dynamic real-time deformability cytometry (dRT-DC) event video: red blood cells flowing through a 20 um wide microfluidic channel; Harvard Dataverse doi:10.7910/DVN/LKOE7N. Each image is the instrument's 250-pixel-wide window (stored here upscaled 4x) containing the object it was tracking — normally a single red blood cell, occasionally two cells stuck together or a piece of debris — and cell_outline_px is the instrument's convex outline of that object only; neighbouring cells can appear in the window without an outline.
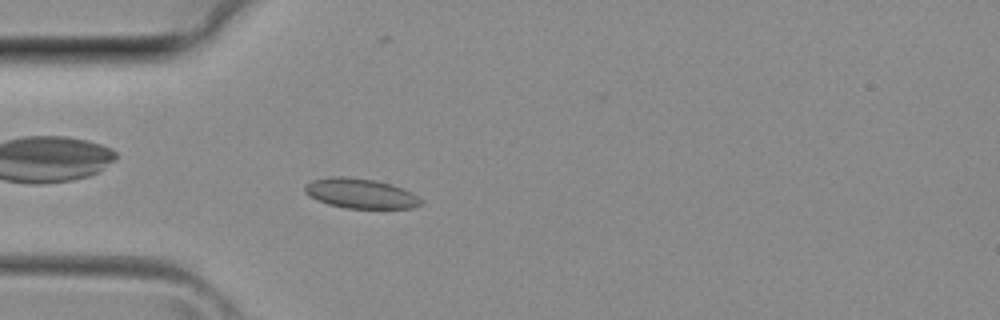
{"species": "common noctule bat (a hibernating species)", "species_latin": "Nyctalus noctula", "temperature_condition": "room temperature", "stored_images_in_passage": 31, "camera_frame_rate_fps": 3000, "um_per_image_px": 0.085, "animal": {"sex": "female", "body_mass_g": 29.2, "forearm_length_mm": 56.3}, "frame": {"image": 1, "passage_image": 4, "time_ms": 1.0, "image_size_px": [1000, 320], "cell_outline_px": [[420, 204], [412, 208], [344, 208], [328, 204], [304, 192], [304, 188], [312, 180], [328, 176], [344, 176], [372, 180], [392, 184], [412, 192], [420, 200]], "centroid_in_image_um": [30.63, 16.43], "position_along_channel_um": 54.4, "area_um2": 19.88}}
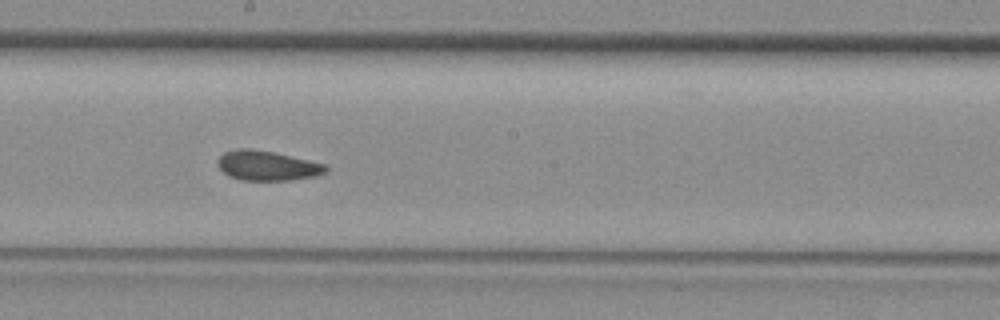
{"frame": {"image": 2, "passage_image": 14, "time_ms": 4.333, "image_size_px": [1000, 320], "cell_outline_px": [[328, 172], [316, 176], [288, 180], [240, 180], [228, 176], [216, 164], [216, 160], [224, 152], [236, 148], [252, 148], [272, 152], [308, 160], [324, 164], [328, 168]], "centroid_in_image_um": [22.67, 14.08], "position_along_channel_um": 225.5, "area_um2": 18.79}}
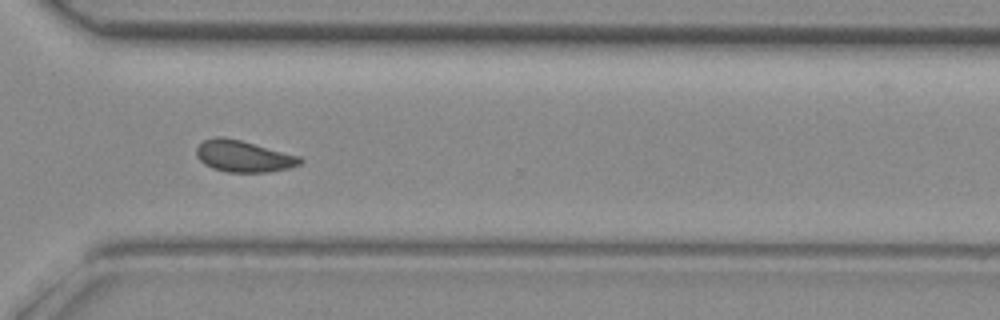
{"frame": {"image": 3, "passage_image": 21, "time_ms": 6.667, "image_size_px": [1000, 320], "cell_outline_px": [[304, 160], [300, 164], [288, 168], [268, 172], [228, 172], [212, 168], [204, 164], [196, 156], [196, 148], [204, 140], [216, 136], [220, 136], [240, 140], [300, 156]], "centroid_in_image_um": [20.68, 13.28], "position_along_channel_um": 349.9, "area_um2": 18.96}}